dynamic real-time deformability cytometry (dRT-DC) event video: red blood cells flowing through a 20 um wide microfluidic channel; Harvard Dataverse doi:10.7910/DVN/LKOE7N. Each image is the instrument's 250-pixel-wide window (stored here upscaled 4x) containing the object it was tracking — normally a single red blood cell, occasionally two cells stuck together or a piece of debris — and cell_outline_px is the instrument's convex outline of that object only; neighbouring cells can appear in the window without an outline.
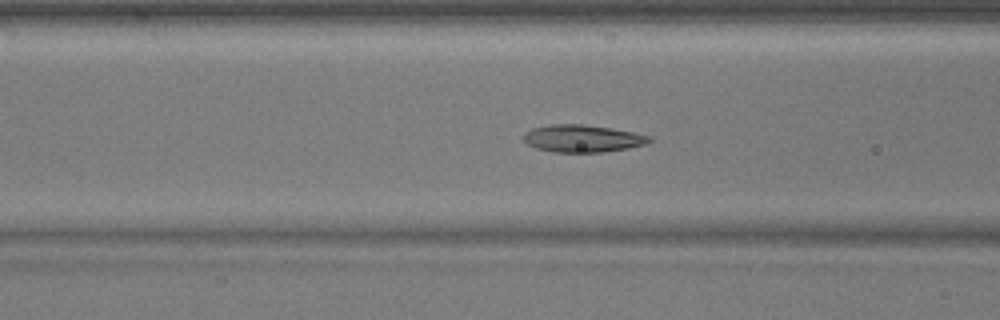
{"species": "common noctule bat (a hibernating species)", "species_latin": "Nyctalus noctula", "temperature_condition": "warm", "stored_images_in_passage": 52, "camera_frame_rate_fps": 3000, "um_per_image_px": 0.085, "animal": {"sex": "male", "body_mass_g": 17.9}, "frame": {"image": 1, "passage_image": 21, "time_ms": 6.667, "image_size_px": [1000, 320], "cell_outline_px": [[652, 140], [644, 144], [628, 148], [604, 152], [552, 152], [536, 148], [528, 144], [524, 140], [524, 132], [532, 128], [552, 124], [584, 124], [632, 132], [652, 136]], "centroid_in_image_um": [49.49, 11.77], "position_along_channel_um": 117.1, "area_um2": 19.94}}
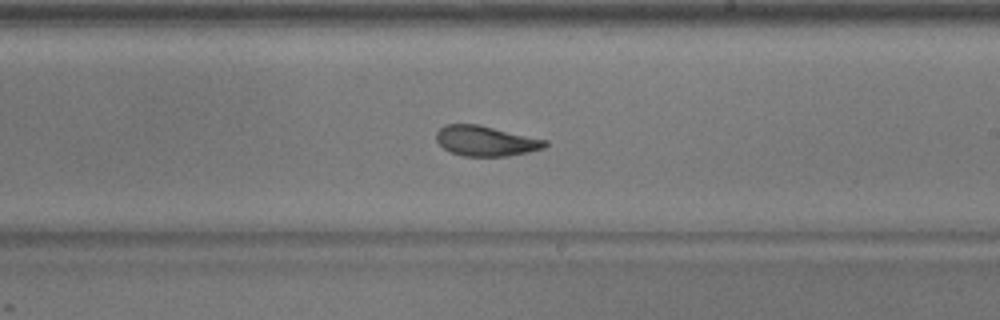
{"frame": {"image": 2, "passage_image": 31, "time_ms": 10.0, "image_size_px": [1000, 320], "cell_outline_px": [[548, 144], [544, 148], [528, 152], [508, 156], [464, 156], [452, 152], [444, 148], [436, 140], [436, 132], [444, 124], [476, 124], [548, 140]], "centroid_in_image_um": [41.29, 11.98], "position_along_channel_um": 247.7, "area_um2": 19.02}}
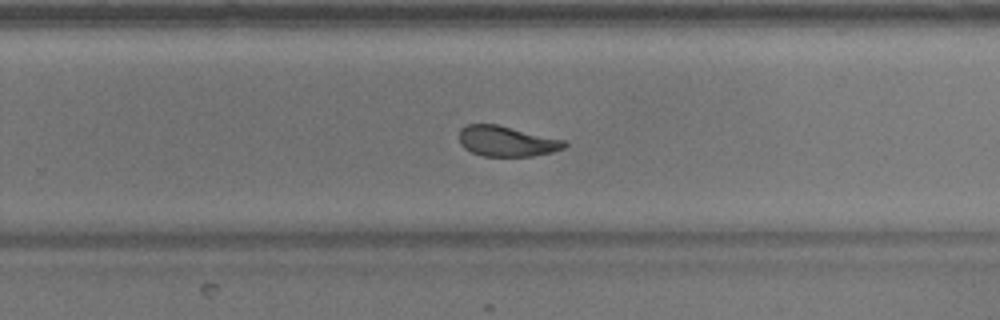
{"frame": {"image": 3, "passage_image": 34, "time_ms": 11.0, "image_size_px": [1000, 320], "cell_outline_px": [[568, 144], [564, 148], [552, 152], [532, 156], [484, 156], [472, 152], [464, 148], [460, 144], [460, 128], [468, 124], [496, 124], [564, 140]], "centroid_in_image_um": [43.05, 12.01], "position_along_channel_um": 286.7, "area_um2": 18.5}}